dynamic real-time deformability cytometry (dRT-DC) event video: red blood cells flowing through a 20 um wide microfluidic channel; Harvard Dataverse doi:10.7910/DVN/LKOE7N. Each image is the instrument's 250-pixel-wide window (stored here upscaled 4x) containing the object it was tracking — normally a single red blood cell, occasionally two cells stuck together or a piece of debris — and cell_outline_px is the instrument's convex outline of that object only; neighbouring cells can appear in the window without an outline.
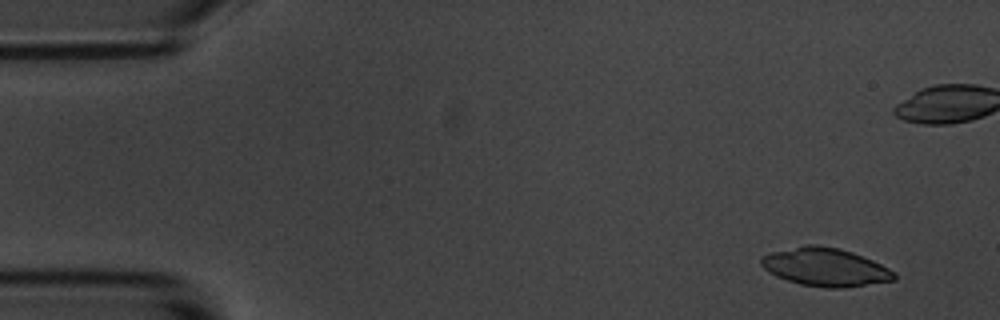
{"species": "common noctule bat (a hibernating species)", "species_latin": "Nyctalus noctula", "temperature_condition": "room temperature", "stored_images_in_passage": 16, "camera_frame_rate_fps": 3000, "um_per_image_px": 0.085, "animal": {"sex": "male", "body_mass_g": 20.1, "forearm_length_mm": 53.5}, "frame": {"image": 1, "passage_image": 1, "time_ms": 0.0, "image_size_px": [1000, 320], "cell_outline_px": [[896, 280], [844, 288], [828, 288], [800, 284], [776, 276], [768, 272], [760, 264], [760, 256], [772, 252], [808, 244], [816, 244], [840, 248], [852, 252], [872, 260], [896, 272]], "centroid_in_image_um": [70.15, 22.7], "position_along_channel_um": 14.9, "area_um2": 29.65}}
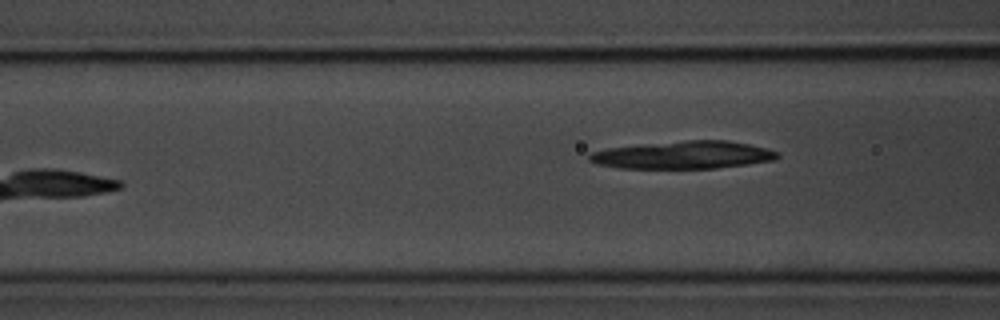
{"frame": {"image": 2, "passage_image": 7, "time_ms": 7.333, "image_size_px": [1000, 320], "cell_outline_px": [[780, 156], [776, 160], [748, 164], [716, 168], [620, 168], [596, 164], [588, 160], [588, 156], [592, 152], [608, 148], [640, 144], [684, 140], [728, 140], [748, 144], [780, 152]], "centroid_in_image_um": [58.09, 13.17], "position_along_channel_um": 108.5, "area_um2": 30.46}}